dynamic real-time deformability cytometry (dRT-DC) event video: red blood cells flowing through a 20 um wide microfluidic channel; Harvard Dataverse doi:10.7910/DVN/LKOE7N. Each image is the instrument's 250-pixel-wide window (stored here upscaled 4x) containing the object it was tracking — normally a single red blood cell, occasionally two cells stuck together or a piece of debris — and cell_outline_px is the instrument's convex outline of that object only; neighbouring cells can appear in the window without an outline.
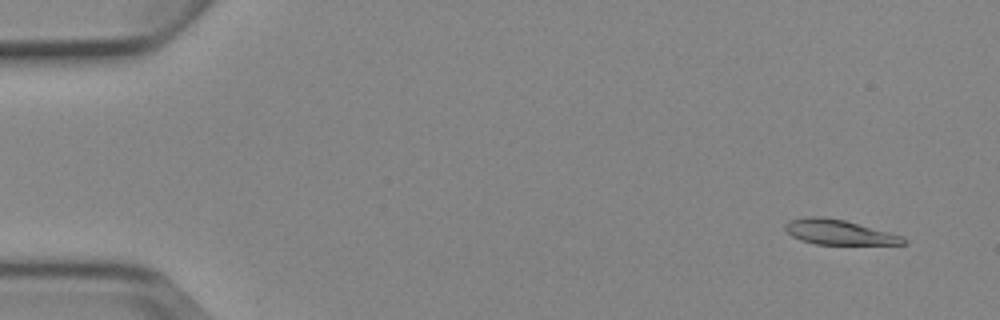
{"species": "Egyptian fruit bat (a non-hibernating species)", "species_latin": "Rousettus aegyptiacus", "temperature_condition": "cold", "stored_images_in_passage": 5, "camera_frame_rate_fps": 3000, "um_per_image_px": 0.085, "animal": {"sex": "female"}, "frame": {"image": 1, "passage_image": 1, "time_ms": 0.0, "image_size_px": [1000, 320], "cell_outline_px": [[908, 244], [816, 244], [800, 240], [792, 236], [784, 228], [784, 224], [788, 220], [808, 216], [820, 216], [844, 220], [904, 236], [908, 240]], "centroid_in_image_um": [71.3, 19.73], "position_along_channel_um": 13.7, "area_um2": 17.17}}
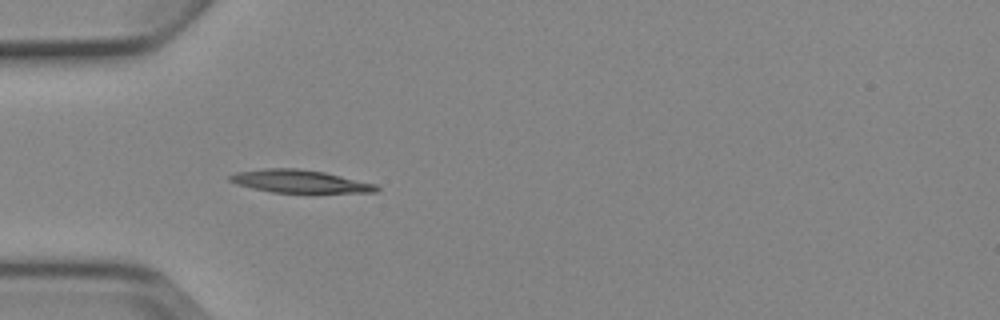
{"frame": {"image": 2, "passage_image": 4, "time_ms": 4.333, "image_size_px": [1000, 320], "cell_outline_px": [[380, 188], [376, 192], [272, 192], [252, 188], [236, 184], [228, 180], [228, 176], [236, 172], [264, 168], [296, 168], [324, 172], [376, 184]], "centroid_in_image_um": [25.43, 15.4], "position_along_channel_um": 59.6, "area_um2": 19.31}}
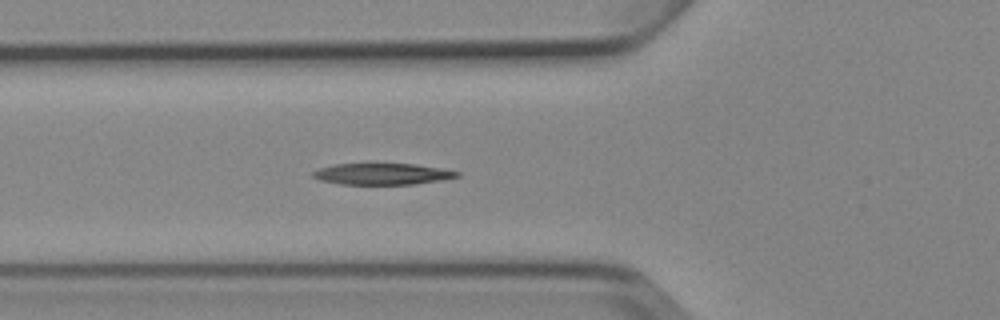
{"frame": {"image": 3, "passage_image": 5, "time_ms": 5.333, "image_size_px": [1000, 320], "cell_outline_px": [[460, 176], [444, 180], [412, 184], [340, 184], [320, 180], [312, 176], [312, 172], [320, 168], [332, 164], [416, 164], [440, 168], [460, 172]], "centroid_in_image_um": [32.51, 14.79], "position_along_channel_um": 93.3, "area_um2": 17.86}}